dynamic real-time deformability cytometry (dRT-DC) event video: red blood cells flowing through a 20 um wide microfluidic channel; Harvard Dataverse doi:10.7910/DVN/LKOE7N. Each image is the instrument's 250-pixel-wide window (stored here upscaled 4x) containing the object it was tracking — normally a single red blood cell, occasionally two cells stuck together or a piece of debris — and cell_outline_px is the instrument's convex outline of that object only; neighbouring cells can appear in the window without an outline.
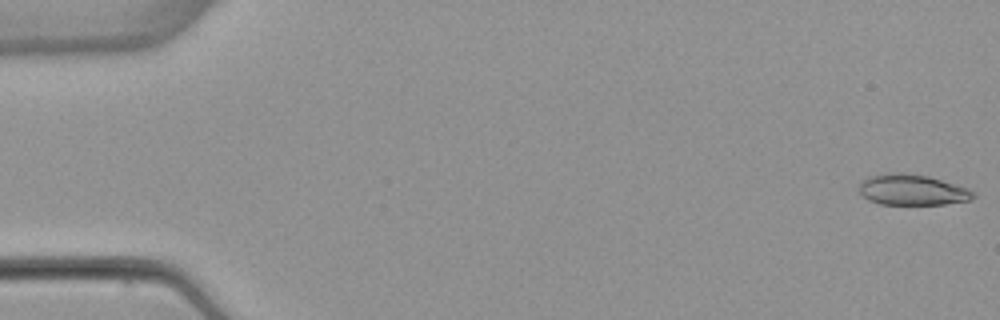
{"species": "common noctule bat (a hibernating species)", "species_latin": "Nyctalus noctula", "temperature_condition": "warm", "stored_images_in_passage": 51, "camera_frame_rate_fps": 3000, "um_per_image_px": 0.085, "animal": {"sex": "female", "body_mass_g": 22.7, "forearm_length_mm": 54.2}, "frame": {"image": 1, "passage_image": 1, "time_ms": 0.0, "image_size_px": [1000, 320], "cell_outline_px": [[976, 196], [972, 200], [944, 204], [880, 204], [868, 200], [860, 192], [860, 184], [868, 176], [888, 172], [904, 172], [928, 176], [968, 188]], "centroid_in_image_um": [77.54, 16.13], "position_along_channel_um": 7.5, "area_um2": 20.46}}
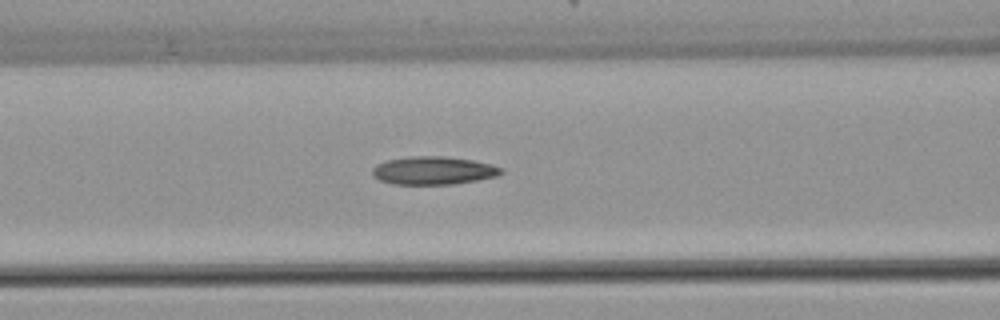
{"frame": {"image": 2, "passage_image": 22, "time_ms": 7.0, "image_size_px": [1000, 320], "cell_outline_px": [[504, 172], [496, 176], [476, 180], [452, 184], [392, 184], [380, 180], [372, 176], [372, 168], [376, 164], [388, 160], [408, 156], [444, 156], [472, 160], [492, 164], [504, 168]], "centroid_in_image_um": [36.83, 14.49], "position_along_channel_um": 129.8, "area_um2": 21.15}}
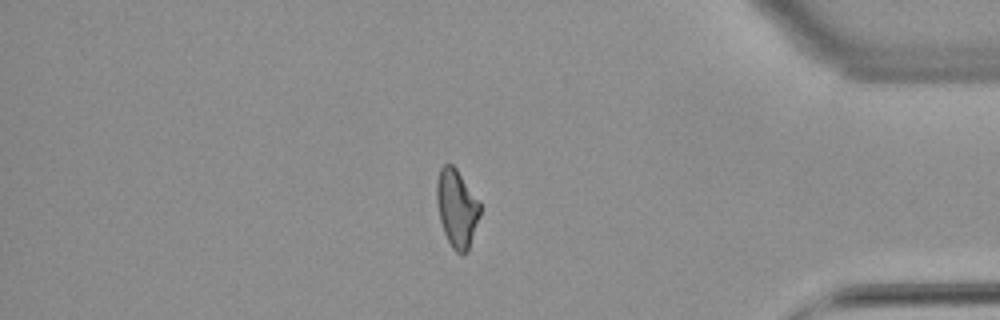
{"frame": {"image": 3, "passage_image": 45, "time_ms": 14.667, "image_size_px": [1000, 320], "cell_outline_px": [[480, 216], [468, 252], [464, 256], [460, 256], [452, 248], [444, 232], [440, 220], [436, 200], [436, 184], [440, 168], [444, 164], [452, 164], [456, 168], [480, 204]], "centroid_in_image_um": [38.82, 17.75], "position_along_channel_um": 396.4, "area_um2": 19.65}}